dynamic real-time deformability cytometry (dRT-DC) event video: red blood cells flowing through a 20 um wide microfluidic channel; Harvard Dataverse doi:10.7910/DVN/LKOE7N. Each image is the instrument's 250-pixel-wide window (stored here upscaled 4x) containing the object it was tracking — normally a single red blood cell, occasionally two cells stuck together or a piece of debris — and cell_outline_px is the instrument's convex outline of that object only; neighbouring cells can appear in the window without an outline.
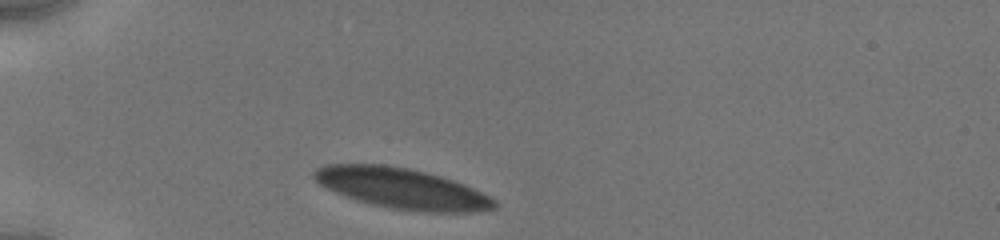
{"species": "human", "species_latin": "Homo sapiens", "temperature_condition": "cold", "stored_images_in_passage": 24, "camera_frame_rate_fps": 3000, "um_per_image_px": 0.085, "donor": {"sex": "male"}, "frame": {"image": 1, "passage_image": 1, "time_ms": 0.0, "image_size_px": [1000, 240], "cell_outline_px": [[500, 204], [496, 208], [472, 212], [424, 212], [392, 208], [372, 204], [356, 200], [344, 196], [320, 184], [312, 176], [312, 172], [316, 168], [324, 164], [384, 164], [408, 168], [428, 172], [464, 184], [496, 200]], "centroid_in_image_um": [34.15, 16.01], "position_along_channel_um": 50.8, "area_um2": 42.6}}
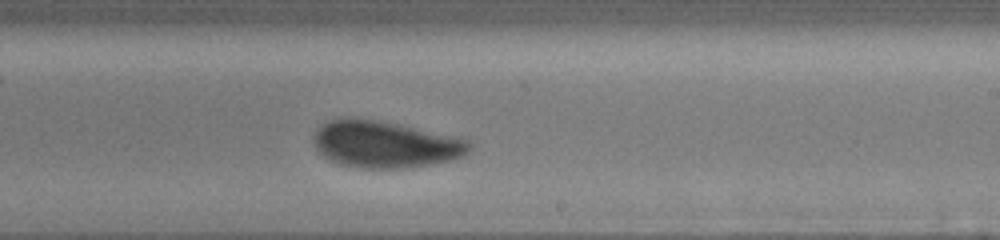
{"frame": {"image": 2, "passage_image": 14, "time_ms": 6.0, "image_size_px": [1000, 240], "cell_outline_px": [[472, 148], [464, 156], [452, 160], [404, 168], [360, 168], [340, 164], [328, 160], [316, 148], [312, 136], [320, 124], [328, 120], [368, 120], [396, 124], [468, 140], [472, 144]], "centroid_in_image_um": [32.72, 12.3], "position_along_channel_um": 256.3, "area_um2": 41.56}}
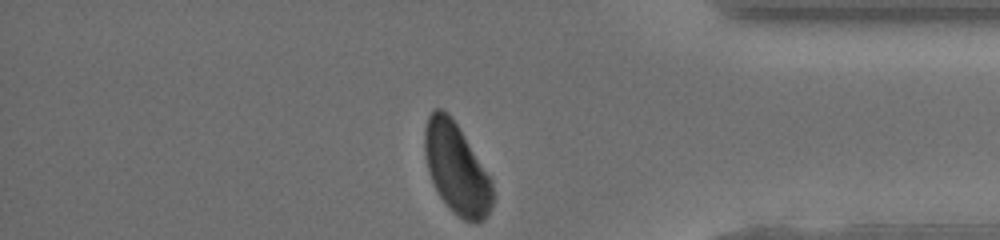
{"frame": {"image": 3, "passage_image": 24, "time_ms": 10.0, "image_size_px": [1000, 240], "cell_outline_px": [[496, 196], [492, 208], [484, 220], [476, 224], [472, 224], [464, 220], [452, 212], [448, 208], [440, 196], [428, 172], [424, 152], [424, 128], [428, 116], [436, 108], [440, 108], [456, 124], [464, 136], [492, 180]], "centroid_in_image_um": [38.83, 14.42], "position_along_channel_um": 396.4, "area_um2": 36.01}, "authors_computed_cell_mechanics": {"area_um2": 42.5697, "velocity_mm_per_s": 3.8911, "shape_relaxation_time_tau1_ms": 3.304, "shape_relaxation_time_tau2_ms": null, "deformation_change_tau1": 0.1132, "deformation_change_tau2": null}}